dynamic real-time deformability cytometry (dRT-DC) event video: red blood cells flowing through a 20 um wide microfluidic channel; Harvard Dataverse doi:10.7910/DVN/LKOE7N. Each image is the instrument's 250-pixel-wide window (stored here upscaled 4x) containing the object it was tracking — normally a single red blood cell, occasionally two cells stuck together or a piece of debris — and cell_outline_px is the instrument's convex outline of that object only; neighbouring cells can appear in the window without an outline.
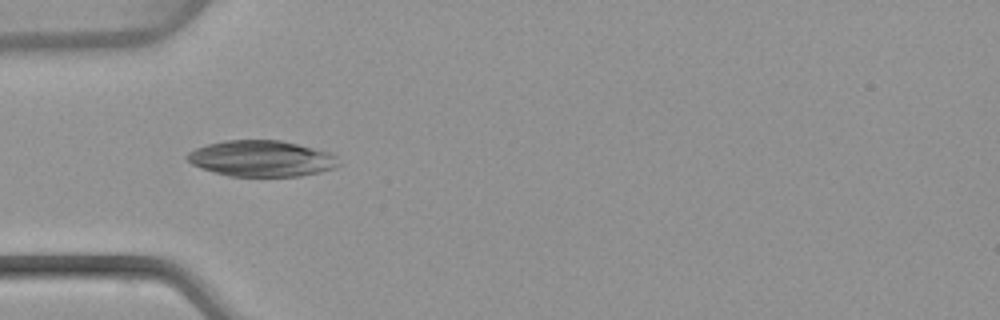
{"species": "common noctule bat (a hibernating species)", "species_latin": "Nyctalus noctula", "temperature_condition": "warm", "stored_images_in_passage": 4, "camera_frame_rate_fps": 3000, "um_per_image_px": 0.085, "animal": {"sex": "female", "body_mass_g": 22.7, "forearm_length_mm": 54.2}, "frame": {"image": 1, "passage_image": 1, "time_ms": 0.0, "image_size_px": [1000, 320], "cell_outline_px": [[340, 164], [332, 168], [320, 172], [300, 176], [228, 176], [192, 164], [184, 156], [188, 152], [196, 148], [208, 144], [224, 140], [280, 140], [328, 152], [336, 156]], "centroid_in_image_um": [22.21, 13.47], "position_along_channel_um": 62.8, "area_um2": 31.5}}